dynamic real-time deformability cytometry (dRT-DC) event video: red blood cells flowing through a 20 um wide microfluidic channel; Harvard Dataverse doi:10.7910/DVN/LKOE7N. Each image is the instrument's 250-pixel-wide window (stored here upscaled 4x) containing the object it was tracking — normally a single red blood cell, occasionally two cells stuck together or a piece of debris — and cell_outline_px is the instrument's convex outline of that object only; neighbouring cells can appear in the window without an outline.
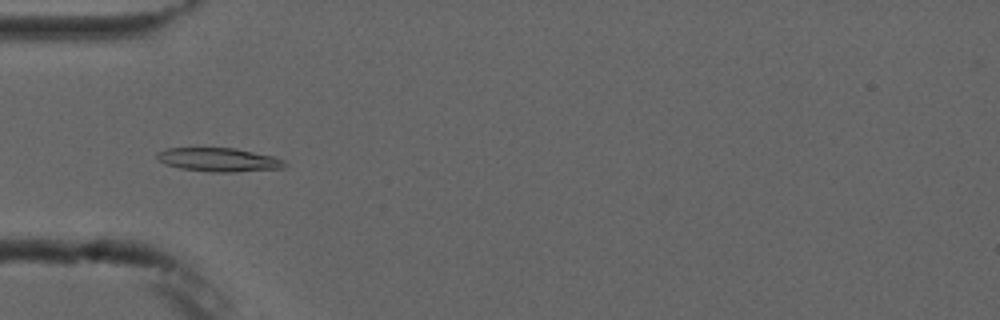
{"species": "common noctule bat (a hibernating species)", "species_latin": "Nyctalus noctula", "temperature_condition": "cold", "stored_images_in_passage": 5, "camera_frame_rate_fps": 3000, "um_per_image_px": 0.085, "animal": {"sex": "male", "forearm_length_mm": 52.5}, "frame": {"image": 1, "passage_image": 3, "time_ms": 2.333, "image_size_px": [1000, 320], "cell_outline_px": [[284, 168], [236, 172], [212, 172], [180, 168], [164, 164], [156, 156], [156, 152], [168, 148], [236, 148], [272, 156], [284, 160]], "centroid_in_image_um": [18.58, 13.58], "position_along_channel_um": 66.4, "area_um2": 17.57}}
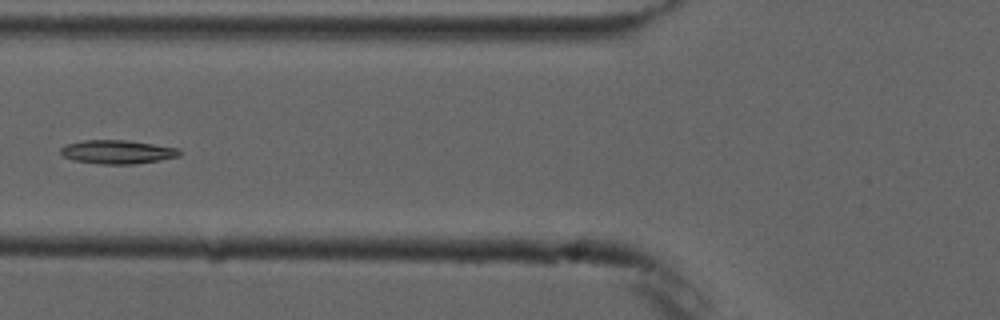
{"frame": {"image": 2, "passage_image": 4, "time_ms": 3.667, "image_size_px": [1000, 320], "cell_outline_px": [[184, 152], [180, 156], [160, 160], [132, 164], [100, 164], [76, 160], [64, 156], [60, 152], [60, 148], [68, 144], [84, 140], [128, 140], [180, 148]], "centroid_in_image_um": [10.06, 12.91], "position_along_channel_um": 115.7, "area_um2": 16.42}}
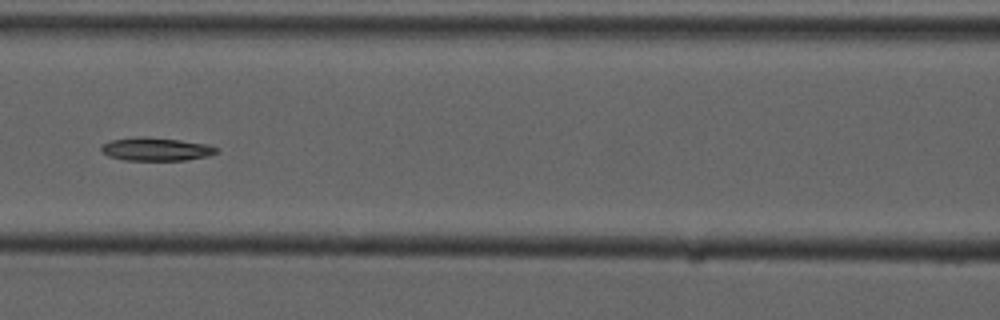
{"frame": {"image": 3, "passage_image": 5, "time_ms": 4.667, "image_size_px": [1000, 320], "cell_outline_px": [[220, 152], [208, 156], [184, 160], [124, 160], [108, 156], [100, 148], [104, 144], [112, 140], [140, 136], [144, 136], [180, 140], [208, 144], [220, 148]], "centroid_in_image_um": [13.33, 12.67], "position_along_channel_um": 153.3, "area_um2": 15.61}}